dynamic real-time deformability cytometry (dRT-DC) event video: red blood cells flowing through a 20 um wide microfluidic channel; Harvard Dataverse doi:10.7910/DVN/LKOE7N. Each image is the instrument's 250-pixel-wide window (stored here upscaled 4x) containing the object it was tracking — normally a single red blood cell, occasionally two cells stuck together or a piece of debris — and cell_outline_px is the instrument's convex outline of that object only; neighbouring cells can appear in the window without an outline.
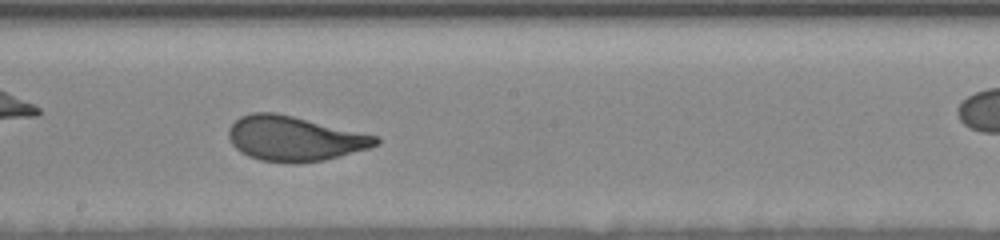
{"species": "human", "species_latin": "Homo sapiens", "temperature_condition": "room temperature", "stored_images_in_passage": 19, "camera_frame_rate_fps": 3000, "um_per_image_px": 0.085, "donor": {"sex": "female"}, "frame": {"image": 1, "passage_image": 9, "time_ms": 4.667, "image_size_px": [1000, 240], "cell_outline_px": [[380, 144], [368, 148], [324, 160], [296, 164], [288, 164], [260, 160], [248, 156], [240, 152], [232, 144], [228, 136], [228, 128], [240, 116], [252, 112], [276, 112], [380, 136]], "centroid_in_image_um": [25.02, 11.78], "position_along_channel_um": 223.2, "area_um2": 38.78}}
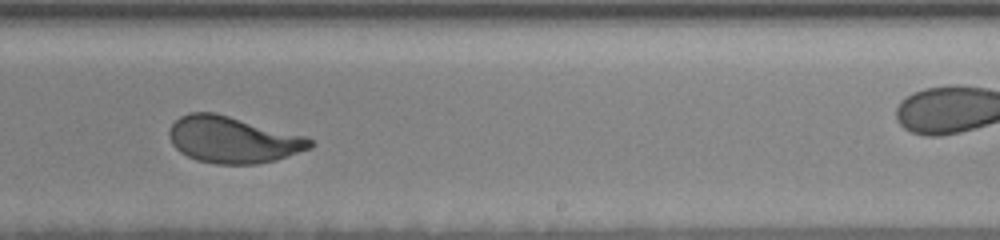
{"frame": {"image": 2, "passage_image": 11, "time_ms": 6.0, "image_size_px": [1000, 240], "cell_outline_px": [[316, 144], [312, 148], [276, 160], [256, 164], [216, 164], [196, 160], [180, 152], [172, 144], [168, 136], [168, 132], [172, 124], [180, 116], [188, 112], [216, 112], [304, 136], [312, 140]], "centroid_in_image_um": [19.78, 11.87], "position_along_channel_um": 269.2, "area_um2": 38.32}}